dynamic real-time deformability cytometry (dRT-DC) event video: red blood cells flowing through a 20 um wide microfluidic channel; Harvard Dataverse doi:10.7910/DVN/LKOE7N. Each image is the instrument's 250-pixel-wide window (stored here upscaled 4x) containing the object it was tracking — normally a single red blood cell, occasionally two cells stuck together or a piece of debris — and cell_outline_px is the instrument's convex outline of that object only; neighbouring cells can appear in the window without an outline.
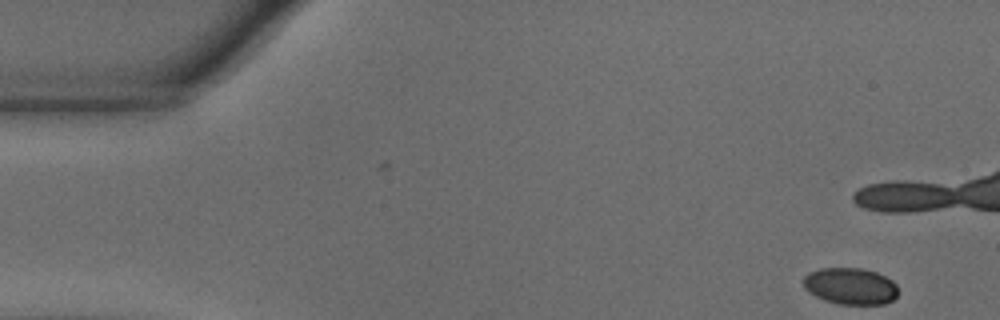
{"species": "common noctule bat (a hibernating species)", "species_latin": "Nyctalus noctula", "temperature_condition": "warm", "stored_images_in_passage": 43, "camera_frame_rate_fps": 3000, "um_per_image_px": 0.085, "animal": {"sex": "male", "body_mass_g": 18.8}, "frame": {"image": 1, "passage_image": 1, "time_ms": 0.0, "image_size_px": [1000, 320], "cell_outline_px": [[896, 296], [892, 300], [884, 304], [840, 304], [824, 300], [808, 292], [804, 288], [804, 276], [808, 272], [820, 268], [860, 268], [876, 272], [892, 280], [896, 284]], "centroid_in_image_um": [72.26, 24.31], "position_along_channel_um": 12.7, "area_um2": 20.17}}